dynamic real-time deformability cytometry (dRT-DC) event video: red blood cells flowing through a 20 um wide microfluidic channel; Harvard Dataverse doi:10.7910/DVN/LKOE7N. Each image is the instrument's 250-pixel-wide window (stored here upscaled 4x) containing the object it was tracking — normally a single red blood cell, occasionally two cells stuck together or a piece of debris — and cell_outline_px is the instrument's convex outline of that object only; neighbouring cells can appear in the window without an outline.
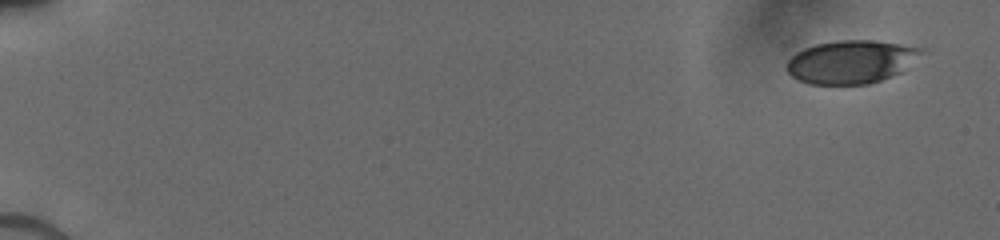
{"species": "human", "species_latin": "Homo sapiens", "temperature_condition": "cold", "stored_images_in_passage": 57, "camera_frame_rate_fps": 3000, "um_per_image_px": 0.085, "donor": {"sex": "male"}, "frame": {"image": 1, "passage_image": 1, "time_ms": 0.0, "image_size_px": [1000, 240], "cell_outline_px": [[924, 52], [900, 72], [892, 76], [868, 84], [808, 84], [792, 76], [784, 68], [784, 64], [796, 52], [804, 48], [816, 44], [840, 40], [872, 40], [900, 44], [924, 48]], "centroid_in_image_um": [72.31, 5.25], "position_along_channel_um": 12.7, "area_um2": 33.81}}
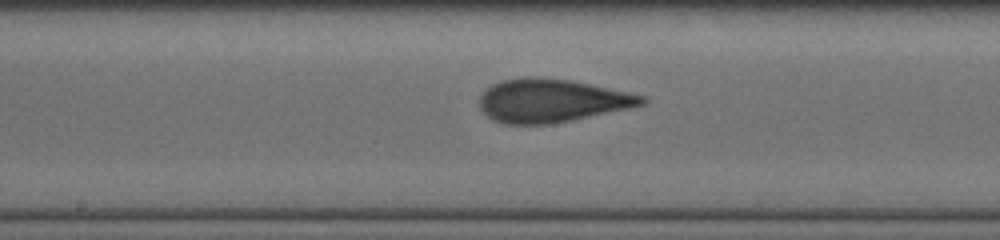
{"frame": {"image": 2, "passage_image": 31, "time_ms": 9.0, "image_size_px": [1000, 240], "cell_outline_px": [[648, 100], [644, 104], [628, 108], [572, 120], [548, 124], [504, 124], [492, 120], [480, 108], [480, 96], [492, 84], [504, 80], [524, 76], [536, 76], [568, 80], [588, 84], [644, 96]], "centroid_in_image_um": [46.84, 8.56], "position_along_channel_um": 201.4, "area_um2": 40.46}}
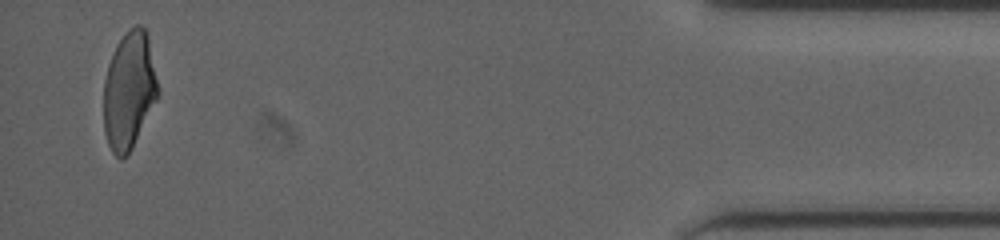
{"frame": {"image": 3, "passage_image": 55, "time_ms": 16.0, "image_size_px": [1000, 240], "cell_outline_px": [[160, 96], [132, 148], [120, 160], [112, 152], [108, 144], [104, 132], [104, 80], [108, 64], [116, 44], [136, 24], [140, 24], [144, 28], [148, 36], [160, 92]], "centroid_in_image_um": [10.99, 7.72], "position_along_channel_um": 424.2, "area_um2": 37.28}}